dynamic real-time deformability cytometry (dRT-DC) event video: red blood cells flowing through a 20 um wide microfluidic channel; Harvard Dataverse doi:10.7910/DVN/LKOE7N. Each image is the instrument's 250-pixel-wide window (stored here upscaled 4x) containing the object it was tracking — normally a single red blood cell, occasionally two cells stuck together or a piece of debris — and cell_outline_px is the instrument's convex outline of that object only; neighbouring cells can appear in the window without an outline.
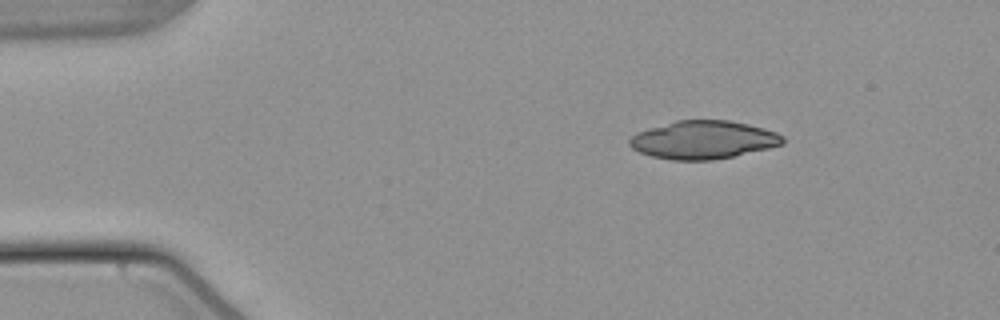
{"species": "common noctule bat (a hibernating species)", "species_latin": "Nyctalus noctula", "temperature_condition": "warm", "stored_images_in_passage": 42, "camera_frame_rate_fps": 3000, "um_per_image_px": 0.085, "animal": {"sex": "male", "body_mass_g": 21.5, "forearm_length_mm": 52.0}, "frame": {"image": 1, "passage_image": 1, "time_ms": 0.0, "image_size_px": [1000, 320], "cell_outline_px": [[784, 144], [768, 148], [732, 156], [712, 160], [672, 160], [652, 156], [640, 152], [632, 148], [628, 144], [628, 140], [636, 132], [676, 120], [728, 120], [748, 124], [764, 128], [776, 132], [784, 136]], "centroid_in_image_um": [59.77, 11.88], "position_along_channel_um": 25.2, "area_um2": 33.99}}